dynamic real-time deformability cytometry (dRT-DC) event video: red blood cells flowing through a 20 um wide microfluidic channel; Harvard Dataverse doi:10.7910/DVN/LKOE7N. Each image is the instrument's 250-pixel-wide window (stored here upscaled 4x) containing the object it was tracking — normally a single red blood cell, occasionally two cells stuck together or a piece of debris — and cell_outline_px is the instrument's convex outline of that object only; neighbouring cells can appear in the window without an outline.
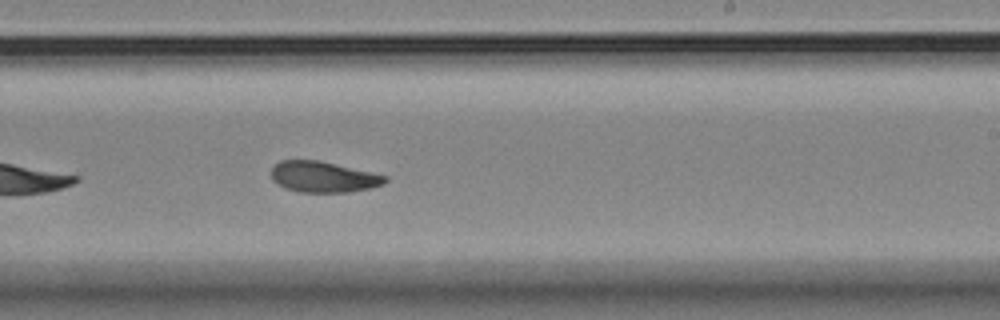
{"species": "Egyptian fruit bat (a non-hibernating species)", "species_latin": "Rousettus aegyptiacus", "temperature_condition": "room temperature", "stored_images_in_passage": 33, "camera_frame_rate_fps": 3000, "um_per_image_px": 0.085, "animal": {"sex": "female"}, "frame": {"image": 1, "passage_image": 19, "time_ms": 6.0, "image_size_px": [1000, 320], "cell_outline_px": [[388, 180], [384, 184], [368, 188], [348, 192], [300, 192], [284, 188], [272, 180], [272, 168], [280, 160], [316, 160], [388, 176]], "centroid_in_image_um": [27.46, 15.04], "position_along_channel_um": 261.5, "area_um2": 20.23}, "authors_computed_cell_mechanics": {"area_um2": 20.5768, "velocity_mm_per_s": 3.5072, "shape_relaxation_time_tau1_ms": 4.885, "shape_relaxation_time_tau2_ms": 5.0102, "deformation_change_tau1": 0.1508, "deformation_change_tau2": 0.1084}}